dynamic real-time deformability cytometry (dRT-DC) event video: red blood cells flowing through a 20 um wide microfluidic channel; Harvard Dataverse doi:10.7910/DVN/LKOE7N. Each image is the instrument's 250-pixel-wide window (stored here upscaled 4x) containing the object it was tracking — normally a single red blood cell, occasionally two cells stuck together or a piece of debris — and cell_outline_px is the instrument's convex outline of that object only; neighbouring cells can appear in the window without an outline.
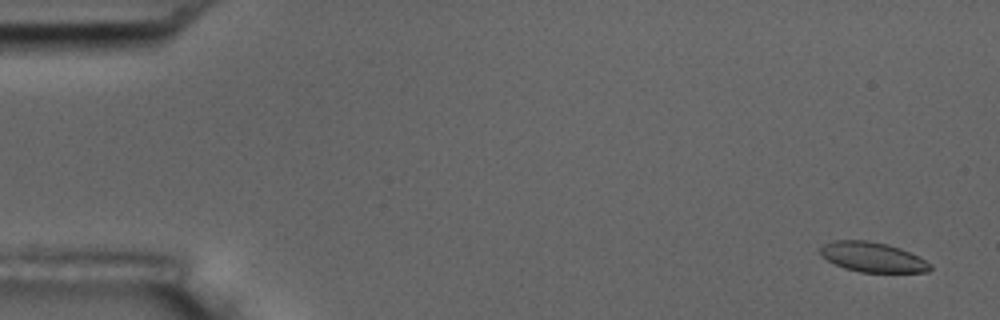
{"species": "common noctule bat (a hibernating species)", "species_latin": "Nyctalus noctula", "temperature_condition": "room temperature", "stored_images_in_passage": 5, "camera_frame_rate_fps": 3000, "um_per_image_px": 0.085, "animal": {"sex": "male", "body_mass_g": 17.5, "forearm_length_mm": 52.3}, "frame": {"image": 1, "passage_image": 1, "time_ms": 0.0, "image_size_px": [1000, 320], "cell_outline_px": [[932, 268], [928, 272], [860, 272], [844, 268], [820, 256], [820, 248], [824, 244], [832, 240], [868, 240], [888, 244], [900, 248], [932, 264]], "centroid_in_image_um": [74.15, 21.85], "position_along_channel_um": 10.9, "area_um2": 19.07}}
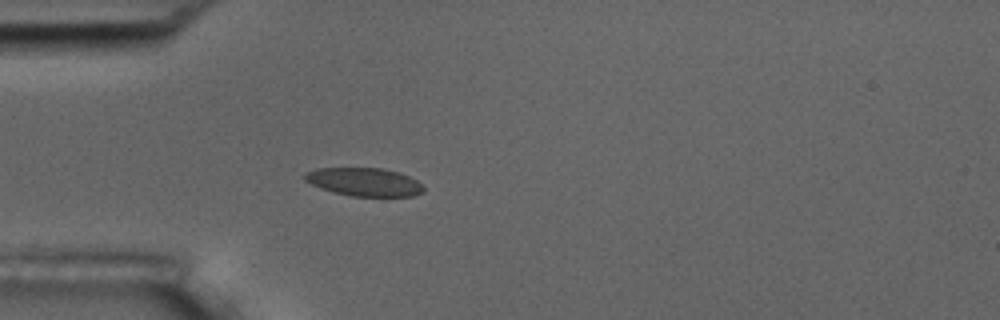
{"frame": {"image": 2, "passage_image": 5, "time_ms": 1.333, "image_size_px": [1000, 320], "cell_outline_px": [[424, 192], [412, 196], [352, 196], [332, 192], [320, 188], [304, 180], [304, 172], [316, 168], [380, 168], [396, 172], [408, 176], [416, 180], [424, 188]], "centroid_in_image_um": [30.92, 15.47], "position_along_channel_um": 54.1, "area_um2": 19.48}}